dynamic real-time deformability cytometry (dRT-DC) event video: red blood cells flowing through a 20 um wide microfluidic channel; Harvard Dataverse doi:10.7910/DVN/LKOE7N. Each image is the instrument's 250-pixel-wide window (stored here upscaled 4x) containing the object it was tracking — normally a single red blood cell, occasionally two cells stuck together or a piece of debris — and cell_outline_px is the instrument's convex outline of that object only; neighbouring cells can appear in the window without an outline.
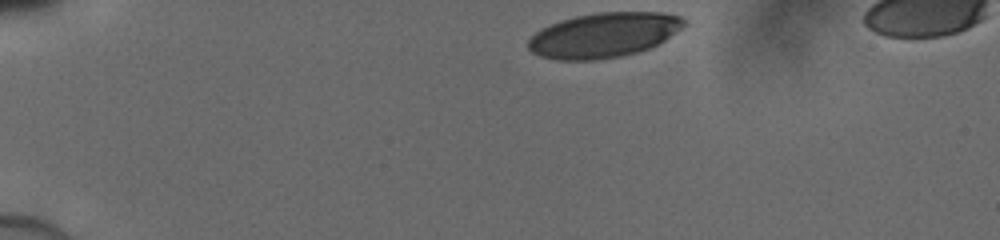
{"species": "human", "species_latin": "Homo sapiens", "temperature_condition": "cold", "stored_images_in_passage": 34, "camera_frame_rate_fps": 3000, "um_per_image_px": 0.085, "donor": {"sex": "male"}, "frame": {"image": 1, "passage_image": 1, "time_ms": 0.0, "image_size_px": [1000, 240], "cell_outline_px": [[688, 24], [664, 40], [648, 48], [636, 52], [620, 56], [596, 60], [556, 60], [540, 56], [532, 52], [528, 48], [528, 40], [540, 28], [560, 20], [576, 16], [596, 12], [664, 12], [680, 16], [688, 20]], "centroid_in_image_um": [51.32, 2.97], "position_along_channel_um": 33.7, "area_um2": 40.81}}
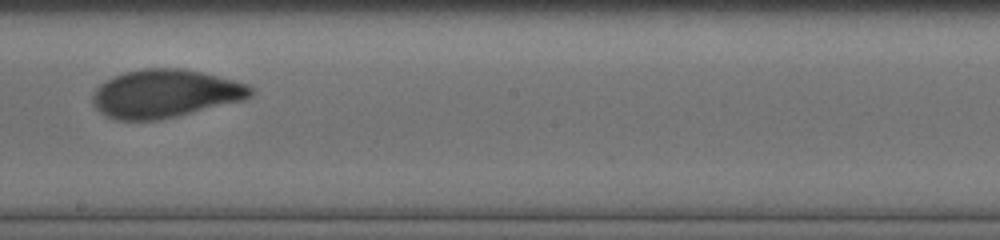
{"frame": {"image": 2, "passage_image": 21, "time_ms": 6.667, "image_size_px": [1000, 240], "cell_outline_px": [[256, 92], [252, 96], [244, 100], [160, 120], [116, 120], [100, 112], [92, 104], [92, 92], [104, 80], [112, 76], [124, 72], [140, 68], [184, 68], [248, 84]], "centroid_in_image_um": [14.01, 7.95], "position_along_channel_um": 234.2, "area_um2": 44.62}}
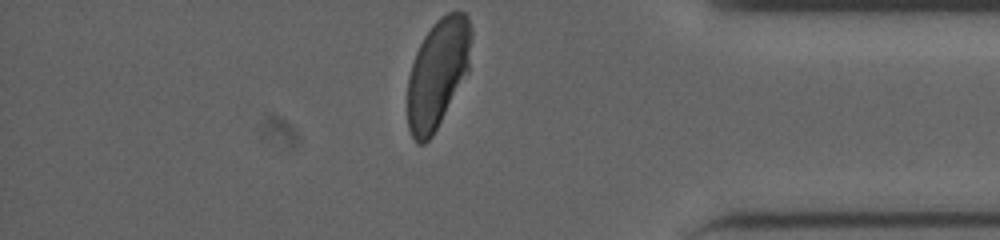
{"frame": {"image": 3, "passage_image": 34, "time_ms": 11.0, "image_size_px": [1000, 240], "cell_outline_px": [[472, 36], [468, 72], [432, 136], [424, 144], [420, 144], [412, 136], [408, 128], [408, 76], [416, 52], [424, 36], [432, 24], [440, 16], [448, 12], [464, 12], [468, 16], [472, 28]], "centroid_in_image_um": [37.22, 6.19], "position_along_channel_um": 398.0, "area_um2": 40.4}}